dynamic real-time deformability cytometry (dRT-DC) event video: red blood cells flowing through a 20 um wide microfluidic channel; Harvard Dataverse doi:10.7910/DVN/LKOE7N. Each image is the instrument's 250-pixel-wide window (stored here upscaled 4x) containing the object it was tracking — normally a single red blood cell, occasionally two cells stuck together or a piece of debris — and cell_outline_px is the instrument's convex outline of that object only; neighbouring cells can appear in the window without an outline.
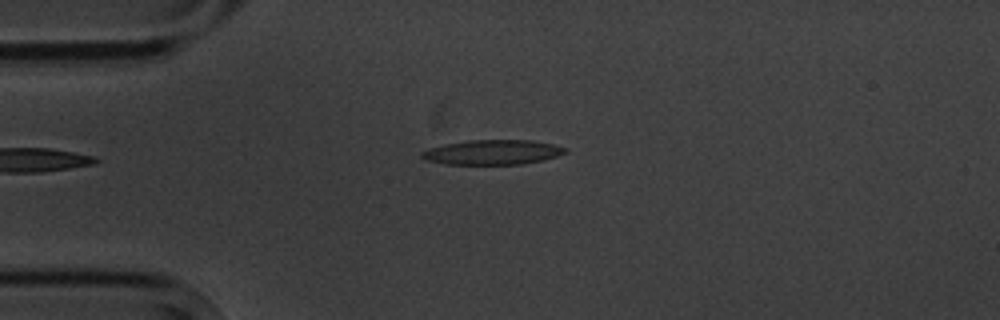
{"species": "common noctule bat (a hibernating species)", "species_latin": "Nyctalus noctula", "temperature_condition": "cold", "stored_images_in_passage": 4, "camera_frame_rate_fps": 3000, "um_per_image_px": 0.085, "animal": {"sex": "male", "body_mass_g": 20.1, "forearm_length_mm": 53.5}, "frame": {"image": 1, "passage_image": 4, "time_ms": 3.333, "image_size_px": [1000, 320], "cell_outline_px": [[568, 152], [544, 160], [520, 164], [444, 164], [424, 160], [420, 156], [420, 152], [428, 148], [444, 144], [468, 140], [532, 140], [552, 144], [568, 148]], "centroid_in_image_um": [41.84, 12.94], "position_along_channel_um": 43.2, "area_um2": 20.87}}